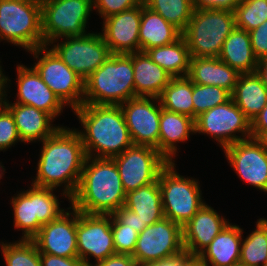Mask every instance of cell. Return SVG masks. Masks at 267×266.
<instances>
[{
	"instance_id": "1",
	"label": "cell",
	"mask_w": 267,
	"mask_h": 266,
	"mask_svg": "<svg viewBox=\"0 0 267 266\" xmlns=\"http://www.w3.org/2000/svg\"><path fill=\"white\" fill-rule=\"evenodd\" d=\"M77 130L63 126L42 141L32 185L53 189L64 185L62 195L68 200L75 194L87 158Z\"/></svg>"
},
{
	"instance_id": "2",
	"label": "cell",
	"mask_w": 267,
	"mask_h": 266,
	"mask_svg": "<svg viewBox=\"0 0 267 266\" xmlns=\"http://www.w3.org/2000/svg\"><path fill=\"white\" fill-rule=\"evenodd\" d=\"M73 111L87 157L112 158L134 145L120 105L83 103Z\"/></svg>"
},
{
	"instance_id": "3",
	"label": "cell",
	"mask_w": 267,
	"mask_h": 266,
	"mask_svg": "<svg viewBox=\"0 0 267 266\" xmlns=\"http://www.w3.org/2000/svg\"><path fill=\"white\" fill-rule=\"evenodd\" d=\"M126 192L112 158L87 157L70 206L81 213L111 215L125 203Z\"/></svg>"
},
{
	"instance_id": "4",
	"label": "cell",
	"mask_w": 267,
	"mask_h": 266,
	"mask_svg": "<svg viewBox=\"0 0 267 266\" xmlns=\"http://www.w3.org/2000/svg\"><path fill=\"white\" fill-rule=\"evenodd\" d=\"M135 98L132 53L111 56L84 80V104L120 105Z\"/></svg>"
},
{
	"instance_id": "5",
	"label": "cell",
	"mask_w": 267,
	"mask_h": 266,
	"mask_svg": "<svg viewBox=\"0 0 267 266\" xmlns=\"http://www.w3.org/2000/svg\"><path fill=\"white\" fill-rule=\"evenodd\" d=\"M235 28V14L232 11L194 9L181 35L191 57L218 58L224 41Z\"/></svg>"
},
{
	"instance_id": "6",
	"label": "cell",
	"mask_w": 267,
	"mask_h": 266,
	"mask_svg": "<svg viewBox=\"0 0 267 266\" xmlns=\"http://www.w3.org/2000/svg\"><path fill=\"white\" fill-rule=\"evenodd\" d=\"M0 40L27 51L44 46L41 0H0Z\"/></svg>"
},
{
	"instance_id": "7",
	"label": "cell",
	"mask_w": 267,
	"mask_h": 266,
	"mask_svg": "<svg viewBox=\"0 0 267 266\" xmlns=\"http://www.w3.org/2000/svg\"><path fill=\"white\" fill-rule=\"evenodd\" d=\"M175 166L170 162L160 172L158 182L164 216L183 227L205 202L198 181L181 176Z\"/></svg>"
},
{
	"instance_id": "8",
	"label": "cell",
	"mask_w": 267,
	"mask_h": 266,
	"mask_svg": "<svg viewBox=\"0 0 267 266\" xmlns=\"http://www.w3.org/2000/svg\"><path fill=\"white\" fill-rule=\"evenodd\" d=\"M55 189L31 184L30 189L18 192L11 198L14 211V227L23 231V240H32L40 228L56 220L65 209H61Z\"/></svg>"
},
{
	"instance_id": "9",
	"label": "cell",
	"mask_w": 267,
	"mask_h": 266,
	"mask_svg": "<svg viewBox=\"0 0 267 266\" xmlns=\"http://www.w3.org/2000/svg\"><path fill=\"white\" fill-rule=\"evenodd\" d=\"M91 11L93 0H41L44 45H54L59 38L84 36Z\"/></svg>"
},
{
	"instance_id": "10",
	"label": "cell",
	"mask_w": 267,
	"mask_h": 266,
	"mask_svg": "<svg viewBox=\"0 0 267 266\" xmlns=\"http://www.w3.org/2000/svg\"><path fill=\"white\" fill-rule=\"evenodd\" d=\"M48 48L44 45L28 51L37 59L32 67L59 100L74 110L83 104L84 80Z\"/></svg>"
},
{
	"instance_id": "11",
	"label": "cell",
	"mask_w": 267,
	"mask_h": 266,
	"mask_svg": "<svg viewBox=\"0 0 267 266\" xmlns=\"http://www.w3.org/2000/svg\"><path fill=\"white\" fill-rule=\"evenodd\" d=\"M185 254L182 227L164 217L139 233L131 255L136 264L166 261Z\"/></svg>"
},
{
	"instance_id": "12",
	"label": "cell",
	"mask_w": 267,
	"mask_h": 266,
	"mask_svg": "<svg viewBox=\"0 0 267 266\" xmlns=\"http://www.w3.org/2000/svg\"><path fill=\"white\" fill-rule=\"evenodd\" d=\"M195 133L208 134L220 147L252 137L251 121L244 115L231 98L224 104L207 110L194 120ZM235 133H241L237 136Z\"/></svg>"
},
{
	"instance_id": "13",
	"label": "cell",
	"mask_w": 267,
	"mask_h": 266,
	"mask_svg": "<svg viewBox=\"0 0 267 266\" xmlns=\"http://www.w3.org/2000/svg\"><path fill=\"white\" fill-rule=\"evenodd\" d=\"M112 159L126 193L157 181L170 163L156 148L142 145H133Z\"/></svg>"
},
{
	"instance_id": "14",
	"label": "cell",
	"mask_w": 267,
	"mask_h": 266,
	"mask_svg": "<svg viewBox=\"0 0 267 266\" xmlns=\"http://www.w3.org/2000/svg\"><path fill=\"white\" fill-rule=\"evenodd\" d=\"M51 49L83 80L96 71L112 54L102 34L97 32L65 37L62 42L52 45Z\"/></svg>"
},
{
	"instance_id": "15",
	"label": "cell",
	"mask_w": 267,
	"mask_h": 266,
	"mask_svg": "<svg viewBox=\"0 0 267 266\" xmlns=\"http://www.w3.org/2000/svg\"><path fill=\"white\" fill-rule=\"evenodd\" d=\"M76 233L78 258L87 266L92 265L90 257H94L97 265L116 254L111 215L85 214L76 210Z\"/></svg>"
},
{
	"instance_id": "16",
	"label": "cell",
	"mask_w": 267,
	"mask_h": 266,
	"mask_svg": "<svg viewBox=\"0 0 267 266\" xmlns=\"http://www.w3.org/2000/svg\"><path fill=\"white\" fill-rule=\"evenodd\" d=\"M157 102V105L156 102ZM134 145L158 150L161 103L155 97H135L120 104Z\"/></svg>"
},
{
	"instance_id": "17",
	"label": "cell",
	"mask_w": 267,
	"mask_h": 266,
	"mask_svg": "<svg viewBox=\"0 0 267 266\" xmlns=\"http://www.w3.org/2000/svg\"><path fill=\"white\" fill-rule=\"evenodd\" d=\"M223 149L241 180L267 192V150L258 139L251 137Z\"/></svg>"
},
{
	"instance_id": "18",
	"label": "cell",
	"mask_w": 267,
	"mask_h": 266,
	"mask_svg": "<svg viewBox=\"0 0 267 266\" xmlns=\"http://www.w3.org/2000/svg\"><path fill=\"white\" fill-rule=\"evenodd\" d=\"M56 220L43 225L32 239L40 253L75 258L77 252L76 209L71 206ZM72 215V217H71Z\"/></svg>"
},
{
	"instance_id": "19",
	"label": "cell",
	"mask_w": 267,
	"mask_h": 266,
	"mask_svg": "<svg viewBox=\"0 0 267 266\" xmlns=\"http://www.w3.org/2000/svg\"><path fill=\"white\" fill-rule=\"evenodd\" d=\"M143 2L124 12L103 19L102 36L112 54L140 51L139 28Z\"/></svg>"
},
{
	"instance_id": "20",
	"label": "cell",
	"mask_w": 267,
	"mask_h": 266,
	"mask_svg": "<svg viewBox=\"0 0 267 266\" xmlns=\"http://www.w3.org/2000/svg\"><path fill=\"white\" fill-rule=\"evenodd\" d=\"M17 100L15 103L35 107L53 118L60 116L65 105L43 82L36 70L25 65H17Z\"/></svg>"
},
{
	"instance_id": "21",
	"label": "cell",
	"mask_w": 267,
	"mask_h": 266,
	"mask_svg": "<svg viewBox=\"0 0 267 266\" xmlns=\"http://www.w3.org/2000/svg\"><path fill=\"white\" fill-rule=\"evenodd\" d=\"M229 223L205 203L182 227L185 253L196 258Z\"/></svg>"
},
{
	"instance_id": "22",
	"label": "cell",
	"mask_w": 267,
	"mask_h": 266,
	"mask_svg": "<svg viewBox=\"0 0 267 266\" xmlns=\"http://www.w3.org/2000/svg\"><path fill=\"white\" fill-rule=\"evenodd\" d=\"M6 97L7 93L3 105L12 113L21 142H42L60 128L51 124L54 118L48 113L32 106L11 103Z\"/></svg>"
},
{
	"instance_id": "23",
	"label": "cell",
	"mask_w": 267,
	"mask_h": 266,
	"mask_svg": "<svg viewBox=\"0 0 267 266\" xmlns=\"http://www.w3.org/2000/svg\"><path fill=\"white\" fill-rule=\"evenodd\" d=\"M242 235L243 229L229 223L195 259L205 266H238Z\"/></svg>"
},
{
	"instance_id": "24",
	"label": "cell",
	"mask_w": 267,
	"mask_h": 266,
	"mask_svg": "<svg viewBox=\"0 0 267 266\" xmlns=\"http://www.w3.org/2000/svg\"><path fill=\"white\" fill-rule=\"evenodd\" d=\"M240 73L215 57H191L187 77L195 84L224 88L231 94Z\"/></svg>"
},
{
	"instance_id": "25",
	"label": "cell",
	"mask_w": 267,
	"mask_h": 266,
	"mask_svg": "<svg viewBox=\"0 0 267 266\" xmlns=\"http://www.w3.org/2000/svg\"><path fill=\"white\" fill-rule=\"evenodd\" d=\"M135 97L159 98L172 76L153 62L146 52L132 53Z\"/></svg>"
},
{
	"instance_id": "26",
	"label": "cell",
	"mask_w": 267,
	"mask_h": 266,
	"mask_svg": "<svg viewBox=\"0 0 267 266\" xmlns=\"http://www.w3.org/2000/svg\"><path fill=\"white\" fill-rule=\"evenodd\" d=\"M195 134L194 119L191 117L161 109L159 122L158 151L169 161L175 162L176 143L187 141L190 134Z\"/></svg>"
},
{
	"instance_id": "27",
	"label": "cell",
	"mask_w": 267,
	"mask_h": 266,
	"mask_svg": "<svg viewBox=\"0 0 267 266\" xmlns=\"http://www.w3.org/2000/svg\"><path fill=\"white\" fill-rule=\"evenodd\" d=\"M182 32L162 16L148 8L143 1L139 28L140 51L169 45L178 40Z\"/></svg>"
},
{
	"instance_id": "28",
	"label": "cell",
	"mask_w": 267,
	"mask_h": 266,
	"mask_svg": "<svg viewBox=\"0 0 267 266\" xmlns=\"http://www.w3.org/2000/svg\"><path fill=\"white\" fill-rule=\"evenodd\" d=\"M225 62L240 74L255 73L258 60L254 55L249 32L235 28L223 43L220 56Z\"/></svg>"
},
{
	"instance_id": "29",
	"label": "cell",
	"mask_w": 267,
	"mask_h": 266,
	"mask_svg": "<svg viewBox=\"0 0 267 266\" xmlns=\"http://www.w3.org/2000/svg\"><path fill=\"white\" fill-rule=\"evenodd\" d=\"M231 98L252 121L267 105V88L257 72L240 74Z\"/></svg>"
},
{
	"instance_id": "30",
	"label": "cell",
	"mask_w": 267,
	"mask_h": 266,
	"mask_svg": "<svg viewBox=\"0 0 267 266\" xmlns=\"http://www.w3.org/2000/svg\"><path fill=\"white\" fill-rule=\"evenodd\" d=\"M124 206L138 214L141 226L163 219L161 191L158 180L126 193Z\"/></svg>"
},
{
	"instance_id": "31",
	"label": "cell",
	"mask_w": 267,
	"mask_h": 266,
	"mask_svg": "<svg viewBox=\"0 0 267 266\" xmlns=\"http://www.w3.org/2000/svg\"><path fill=\"white\" fill-rule=\"evenodd\" d=\"M145 52L153 62L162 67L172 77L187 76L191 56L182 36L174 43L152 47Z\"/></svg>"
},
{
	"instance_id": "32",
	"label": "cell",
	"mask_w": 267,
	"mask_h": 266,
	"mask_svg": "<svg viewBox=\"0 0 267 266\" xmlns=\"http://www.w3.org/2000/svg\"><path fill=\"white\" fill-rule=\"evenodd\" d=\"M163 109L194 119L192 81L187 77H172L159 97Z\"/></svg>"
},
{
	"instance_id": "33",
	"label": "cell",
	"mask_w": 267,
	"mask_h": 266,
	"mask_svg": "<svg viewBox=\"0 0 267 266\" xmlns=\"http://www.w3.org/2000/svg\"><path fill=\"white\" fill-rule=\"evenodd\" d=\"M244 240V241H243ZM267 260V219L260 218L256 229L242 239L240 266H264Z\"/></svg>"
},
{
	"instance_id": "34",
	"label": "cell",
	"mask_w": 267,
	"mask_h": 266,
	"mask_svg": "<svg viewBox=\"0 0 267 266\" xmlns=\"http://www.w3.org/2000/svg\"><path fill=\"white\" fill-rule=\"evenodd\" d=\"M145 5L181 32L188 25L194 7L192 0H143Z\"/></svg>"
},
{
	"instance_id": "35",
	"label": "cell",
	"mask_w": 267,
	"mask_h": 266,
	"mask_svg": "<svg viewBox=\"0 0 267 266\" xmlns=\"http://www.w3.org/2000/svg\"><path fill=\"white\" fill-rule=\"evenodd\" d=\"M6 266H41L40 252L33 240L1 243Z\"/></svg>"
},
{
	"instance_id": "36",
	"label": "cell",
	"mask_w": 267,
	"mask_h": 266,
	"mask_svg": "<svg viewBox=\"0 0 267 266\" xmlns=\"http://www.w3.org/2000/svg\"><path fill=\"white\" fill-rule=\"evenodd\" d=\"M231 99V93L224 88L213 85H200L192 82V101L194 120L209 109L226 103Z\"/></svg>"
},
{
	"instance_id": "37",
	"label": "cell",
	"mask_w": 267,
	"mask_h": 266,
	"mask_svg": "<svg viewBox=\"0 0 267 266\" xmlns=\"http://www.w3.org/2000/svg\"><path fill=\"white\" fill-rule=\"evenodd\" d=\"M234 14L237 28L252 31L267 20V0H242Z\"/></svg>"
},
{
	"instance_id": "38",
	"label": "cell",
	"mask_w": 267,
	"mask_h": 266,
	"mask_svg": "<svg viewBox=\"0 0 267 266\" xmlns=\"http://www.w3.org/2000/svg\"><path fill=\"white\" fill-rule=\"evenodd\" d=\"M111 229L116 254L132 255L139 233L129 226L122 225L112 214Z\"/></svg>"
},
{
	"instance_id": "39",
	"label": "cell",
	"mask_w": 267,
	"mask_h": 266,
	"mask_svg": "<svg viewBox=\"0 0 267 266\" xmlns=\"http://www.w3.org/2000/svg\"><path fill=\"white\" fill-rule=\"evenodd\" d=\"M21 141L12 113L2 105L0 107V151H5Z\"/></svg>"
},
{
	"instance_id": "40",
	"label": "cell",
	"mask_w": 267,
	"mask_h": 266,
	"mask_svg": "<svg viewBox=\"0 0 267 266\" xmlns=\"http://www.w3.org/2000/svg\"><path fill=\"white\" fill-rule=\"evenodd\" d=\"M143 0H93V8L101 18L124 12L140 5Z\"/></svg>"
},
{
	"instance_id": "41",
	"label": "cell",
	"mask_w": 267,
	"mask_h": 266,
	"mask_svg": "<svg viewBox=\"0 0 267 266\" xmlns=\"http://www.w3.org/2000/svg\"><path fill=\"white\" fill-rule=\"evenodd\" d=\"M251 46L257 60L267 56V20L256 29L249 31Z\"/></svg>"
},
{
	"instance_id": "42",
	"label": "cell",
	"mask_w": 267,
	"mask_h": 266,
	"mask_svg": "<svg viewBox=\"0 0 267 266\" xmlns=\"http://www.w3.org/2000/svg\"><path fill=\"white\" fill-rule=\"evenodd\" d=\"M122 225L129 226L135 229L136 232L140 233L147 226H141V220L138 214L131 211L130 209L122 206L120 209L112 214Z\"/></svg>"
},
{
	"instance_id": "43",
	"label": "cell",
	"mask_w": 267,
	"mask_h": 266,
	"mask_svg": "<svg viewBox=\"0 0 267 266\" xmlns=\"http://www.w3.org/2000/svg\"><path fill=\"white\" fill-rule=\"evenodd\" d=\"M242 0H192L194 9H218L234 12Z\"/></svg>"
},
{
	"instance_id": "44",
	"label": "cell",
	"mask_w": 267,
	"mask_h": 266,
	"mask_svg": "<svg viewBox=\"0 0 267 266\" xmlns=\"http://www.w3.org/2000/svg\"><path fill=\"white\" fill-rule=\"evenodd\" d=\"M41 266H87L78 257L67 258L40 253Z\"/></svg>"
},
{
	"instance_id": "45",
	"label": "cell",
	"mask_w": 267,
	"mask_h": 266,
	"mask_svg": "<svg viewBox=\"0 0 267 266\" xmlns=\"http://www.w3.org/2000/svg\"><path fill=\"white\" fill-rule=\"evenodd\" d=\"M267 131V105L251 121L252 138L258 139Z\"/></svg>"
},
{
	"instance_id": "46",
	"label": "cell",
	"mask_w": 267,
	"mask_h": 266,
	"mask_svg": "<svg viewBox=\"0 0 267 266\" xmlns=\"http://www.w3.org/2000/svg\"><path fill=\"white\" fill-rule=\"evenodd\" d=\"M96 266H136L135 259L129 254H114Z\"/></svg>"
},
{
	"instance_id": "47",
	"label": "cell",
	"mask_w": 267,
	"mask_h": 266,
	"mask_svg": "<svg viewBox=\"0 0 267 266\" xmlns=\"http://www.w3.org/2000/svg\"><path fill=\"white\" fill-rule=\"evenodd\" d=\"M195 258L187 255L186 253L166 261H162V266H189Z\"/></svg>"
},
{
	"instance_id": "48",
	"label": "cell",
	"mask_w": 267,
	"mask_h": 266,
	"mask_svg": "<svg viewBox=\"0 0 267 266\" xmlns=\"http://www.w3.org/2000/svg\"><path fill=\"white\" fill-rule=\"evenodd\" d=\"M1 62V61H0ZM2 71V66H0V107L4 104V98L6 93V88H8V84L10 79L4 75ZM7 84V85H6Z\"/></svg>"
},
{
	"instance_id": "49",
	"label": "cell",
	"mask_w": 267,
	"mask_h": 266,
	"mask_svg": "<svg viewBox=\"0 0 267 266\" xmlns=\"http://www.w3.org/2000/svg\"><path fill=\"white\" fill-rule=\"evenodd\" d=\"M256 72L262 78L263 84L267 88V56L258 61Z\"/></svg>"
},
{
	"instance_id": "50",
	"label": "cell",
	"mask_w": 267,
	"mask_h": 266,
	"mask_svg": "<svg viewBox=\"0 0 267 266\" xmlns=\"http://www.w3.org/2000/svg\"><path fill=\"white\" fill-rule=\"evenodd\" d=\"M136 266H162V261L138 263Z\"/></svg>"
},
{
	"instance_id": "51",
	"label": "cell",
	"mask_w": 267,
	"mask_h": 266,
	"mask_svg": "<svg viewBox=\"0 0 267 266\" xmlns=\"http://www.w3.org/2000/svg\"><path fill=\"white\" fill-rule=\"evenodd\" d=\"M258 140L262 143L263 147L267 150V131H265Z\"/></svg>"
},
{
	"instance_id": "52",
	"label": "cell",
	"mask_w": 267,
	"mask_h": 266,
	"mask_svg": "<svg viewBox=\"0 0 267 266\" xmlns=\"http://www.w3.org/2000/svg\"><path fill=\"white\" fill-rule=\"evenodd\" d=\"M189 266H205V265L199 263V262L195 259Z\"/></svg>"
},
{
	"instance_id": "53",
	"label": "cell",
	"mask_w": 267,
	"mask_h": 266,
	"mask_svg": "<svg viewBox=\"0 0 267 266\" xmlns=\"http://www.w3.org/2000/svg\"><path fill=\"white\" fill-rule=\"evenodd\" d=\"M0 168H2V169H0V179H1L3 174H4L3 172H5V168H4V166L1 165V163H0Z\"/></svg>"
}]
</instances>
